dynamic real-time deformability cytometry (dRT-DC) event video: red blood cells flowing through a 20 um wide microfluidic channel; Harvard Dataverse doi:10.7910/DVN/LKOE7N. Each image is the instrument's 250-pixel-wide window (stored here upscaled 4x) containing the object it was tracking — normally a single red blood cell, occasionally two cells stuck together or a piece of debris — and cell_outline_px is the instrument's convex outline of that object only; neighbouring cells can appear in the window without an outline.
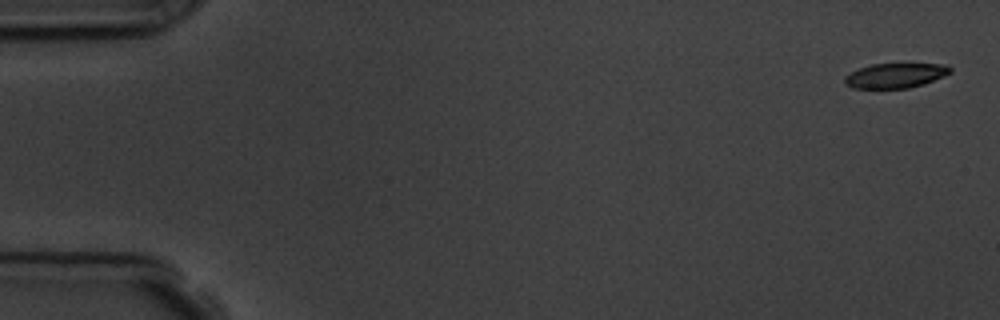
{"species": "common noctule bat (a hibernating species)", "species_latin": "Nyctalus noctula", "temperature_condition": "room temperature", "stored_images_in_passage": 11, "camera_frame_rate_fps": 3000, "um_per_image_px": 0.085, "animal": {"sex": "male", "body_mass_g": 19.5, "forearm_length_mm": 54.6}, "frame": {"image": 1, "passage_image": 1, "time_ms": 0.0, "image_size_px": [1000, 320], "cell_outline_px": [[952, 72], [944, 76], [924, 84], [908, 88], [852, 88], [844, 80], [844, 76], [860, 68], [872, 64], [948, 64], [952, 68]], "centroid_in_image_um": [76.16, 6.42], "position_along_channel_um": 8.8, "area_um2": 15.14}}
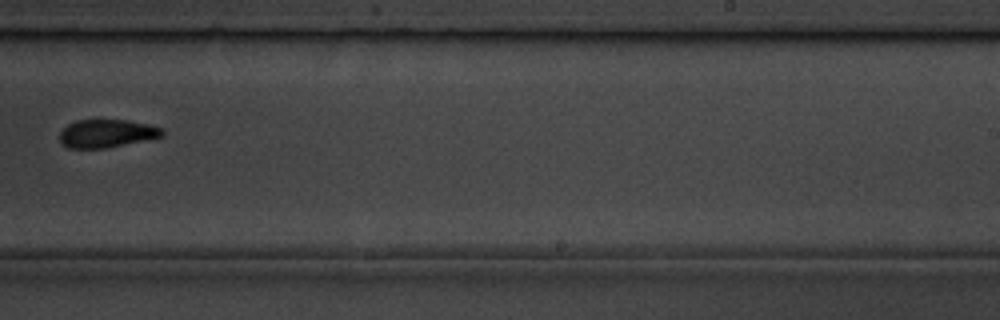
{"frame": {"image": 2, "passage_image": 10, "time_ms": 11.333, "image_size_px": [1000, 320], "cell_outline_px": [[164, 136], [104, 148], [68, 148], [60, 144], [60, 132], [68, 124], [76, 120], [128, 120], [148, 124], [164, 128]], "centroid_in_image_um": [9.06, 11.34], "position_along_channel_um": 279.9, "area_um2": 16.76}}
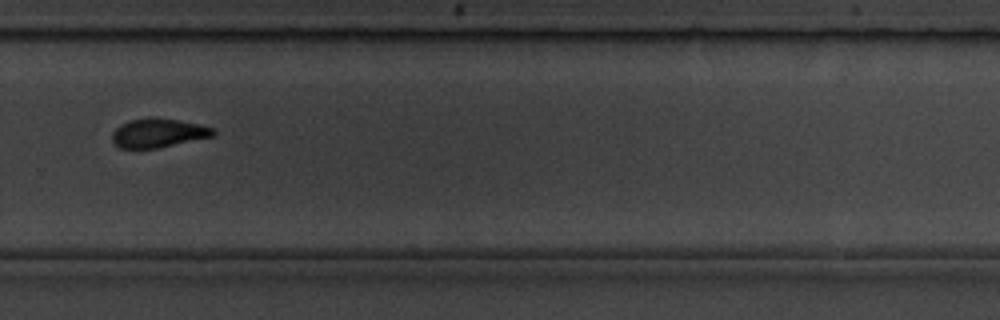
{"frame": {"image": 3, "passage_image": 11, "time_ms": 12.333, "image_size_px": [1000, 320], "cell_outline_px": [[216, 132], [212, 136], [156, 148], [120, 148], [112, 140], [112, 132], [120, 124], [128, 120], [156, 116], [200, 124], [216, 128]], "centroid_in_image_um": [13.44, 11.27], "position_along_channel_um": 316.4, "area_um2": 17.11}}